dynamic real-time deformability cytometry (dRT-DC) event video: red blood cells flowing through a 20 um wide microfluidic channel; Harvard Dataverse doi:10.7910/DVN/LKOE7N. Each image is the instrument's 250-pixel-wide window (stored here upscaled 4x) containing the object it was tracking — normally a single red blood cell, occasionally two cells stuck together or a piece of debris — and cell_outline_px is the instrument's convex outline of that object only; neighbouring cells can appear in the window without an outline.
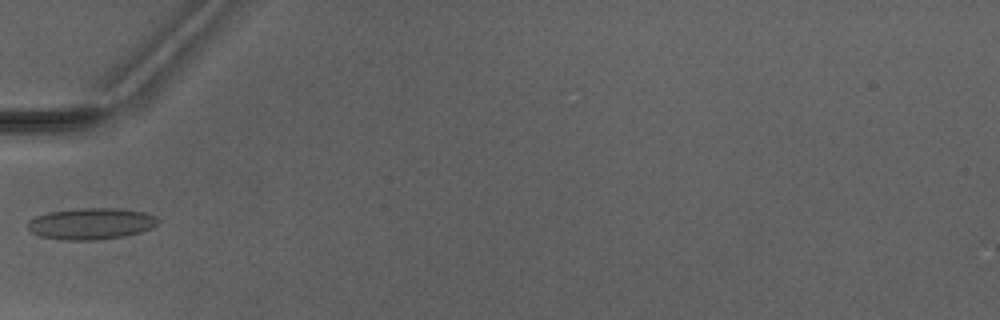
{"species": "Egyptian fruit bat (a non-hibernating species)", "species_latin": "Rousettus aegyptiacus", "temperature_condition": "warm", "stored_images_in_passage": 5, "camera_frame_rate_fps": 3000, "um_per_image_px": 0.085, "animal": {"sex": "male"}, "frame": {"image": 1, "passage_image": 5, "time_ms": 5.0, "image_size_px": [1000, 320], "cell_outline_px": [[160, 220], [152, 228], [140, 232], [124, 236], [96, 240], [64, 240], [40, 236], [32, 232], [28, 228], [28, 220], [36, 216], [48, 212], [76, 208], [120, 208], [144, 212], [156, 216]], "centroid_in_image_um": [7.75, 19.0], "position_along_channel_um": 77.3, "area_um2": 23.99}}